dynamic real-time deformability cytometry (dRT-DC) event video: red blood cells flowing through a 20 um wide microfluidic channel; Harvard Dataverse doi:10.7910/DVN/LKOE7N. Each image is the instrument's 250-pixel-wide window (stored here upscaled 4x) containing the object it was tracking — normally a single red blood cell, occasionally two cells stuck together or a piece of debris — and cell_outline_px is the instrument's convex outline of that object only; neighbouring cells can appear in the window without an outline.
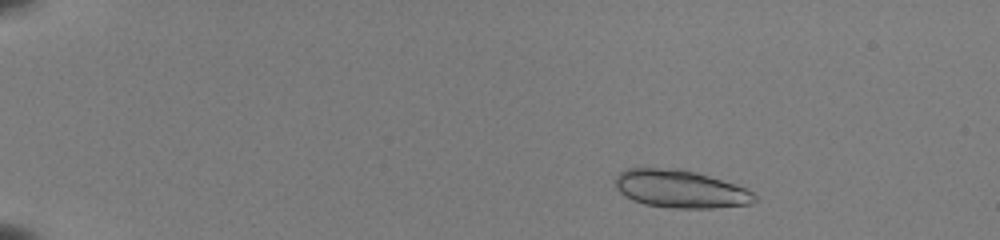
{"species": "common noctule bat (a hibernating species)", "species_latin": "Nyctalus noctula", "temperature_condition": "room temperature", "stored_images_in_passage": 44, "camera_frame_rate_fps": 3000, "um_per_image_px": 0.085, "animal": {"sex": "female", "body_mass_g": 22.0, "forearm_length_mm": 56.7}, "frame": {"image": 1, "passage_image": 1, "time_ms": 0.0, "image_size_px": [1000, 240], "cell_outline_px": [[756, 200], [752, 204], [712, 208], [668, 208], [644, 204], [632, 200], [624, 196], [616, 188], [616, 176], [620, 172], [628, 168], [680, 168], [696, 172], [744, 188], [752, 192], [756, 196]], "centroid_in_image_um": [57.79, 16.07], "position_along_channel_um": 27.2, "area_um2": 30.63}, "authors_computed_cell_mechanics": {"area_um2": 20.0277, "velocity_mm_per_s": 3.9811, "shape_relaxation_time_tau1_ms": 9.4995, "shape_relaxation_time_tau2_ms": 0.7954, "deformation_change_tau1": 0.2276, "deformation_change_tau2": 0.0556}}